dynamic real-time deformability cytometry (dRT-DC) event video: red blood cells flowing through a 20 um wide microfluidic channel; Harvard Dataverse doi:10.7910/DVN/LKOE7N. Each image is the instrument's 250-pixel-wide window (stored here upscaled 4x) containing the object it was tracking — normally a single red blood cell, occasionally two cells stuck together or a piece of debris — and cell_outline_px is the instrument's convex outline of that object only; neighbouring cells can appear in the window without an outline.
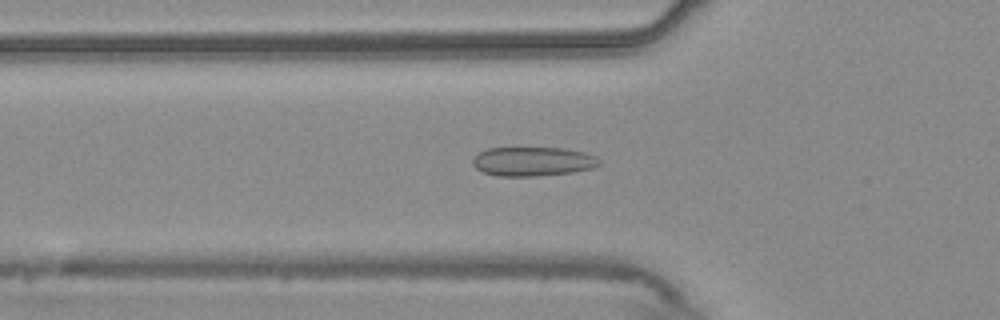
{"species": "common noctule bat (a hibernating species)", "species_latin": "Nyctalus noctula", "temperature_condition": "warm", "stored_images_in_passage": 49, "camera_frame_rate_fps": 3000, "um_per_image_px": 0.085, "animal": {"sex": "male", "body_mass_g": 20.4}, "frame": {"image": 1, "passage_image": 13, "time_ms": 4.0, "image_size_px": [1000, 320], "cell_outline_px": [[600, 164], [592, 168], [572, 172], [536, 176], [496, 176], [484, 172], [476, 168], [472, 164], [472, 160], [480, 152], [488, 148], [564, 148], [584, 152], [596, 156], [600, 160]], "centroid_in_image_um": [45.3, 13.72], "position_along_channel_um": 80.5, "area_um2": 21.44}}
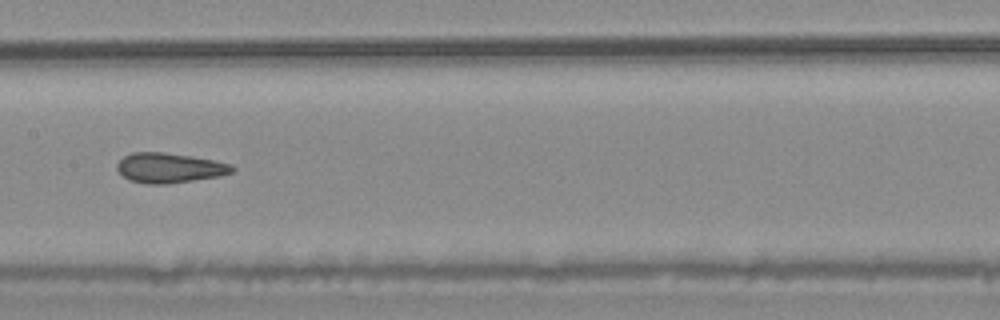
{"frame": {"image": 2, "passage_image": 22, "time_ms": 7.0, "image_size_px": [1000, 320], "cell_outline_px": [[236, 168], [232, 172], [220, 176], [168, 184], [148, 184], [128, 180], [116, 168], [116, 164], [124, 156], [132, 152], [164, 152], [192, 156], [232, 164]], "centroid_in_image_um": [14.4, 14.27], "position_along_channel_um": 193.0, "area_um2": 20.11}}
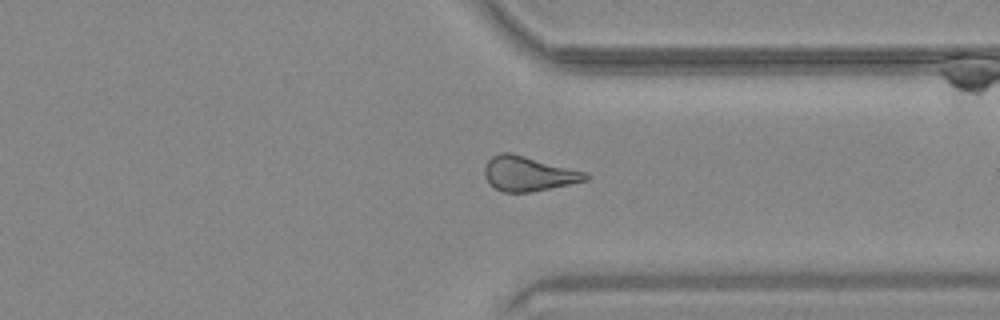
{"frame": {"image": 3, "passage_image": 36, "time_ms": 11.667, "image_size_px": [1000, 320], "cell_outline_px": [[588, 180], [528, 192], [504, 192], [496, 188], [484, 176], [484, 168], [488, 160], [492, 156], [500, 152], [512, 152], [588, 172]], "centroid_in_image_um": [44.92, 14.73], "position_along_channel_um": 366.5, "area_um2": 20.35}, "authors_computed_cell_mechanics": {"area_um2": 20.2878, "velocity_mm_per_s": 3.7124, "shape_relaxation_time_tau1_ms": null, "shape_relaxation_time_tau2_ms": 3.1043, "deformation_change_tau1": null, "deformation_change_tau2": 0.0932}}